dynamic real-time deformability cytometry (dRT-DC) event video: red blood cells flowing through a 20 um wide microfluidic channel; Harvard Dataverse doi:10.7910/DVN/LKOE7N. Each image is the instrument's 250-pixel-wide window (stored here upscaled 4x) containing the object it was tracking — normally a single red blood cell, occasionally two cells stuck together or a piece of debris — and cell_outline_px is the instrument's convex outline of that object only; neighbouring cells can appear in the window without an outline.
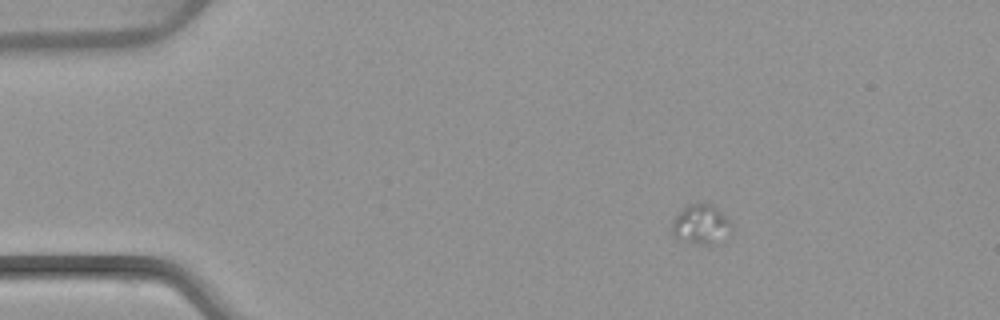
{"species": "common noctule bat (a hibernating species)", "species_latin": "Nyctalus noctula", "temperature_condition": "warm", "stored_images_in_passage": 4, "camera_frame_rate_fps": 3000, "um_per_image_px": 0.085, "animal": {"sex": "female", "body_mass_g": 22.7, "forearm_length_mm": 54.2}, "frame": {"image": 1, "passage_image": 2, "time_ms": 1.333, "image_size_px": [1000, 320], "cell_outline_px": [[732, 232], [712, 244], [700, 244], [676, 236], [672, 232], [672, 224], [676, 216], [688, 204], [712, 204], [732, 224]], "centroid_in_image_um": [59.61, 19.06], "position_along_channel_um": 25.4, "area_um2": 13.06}}